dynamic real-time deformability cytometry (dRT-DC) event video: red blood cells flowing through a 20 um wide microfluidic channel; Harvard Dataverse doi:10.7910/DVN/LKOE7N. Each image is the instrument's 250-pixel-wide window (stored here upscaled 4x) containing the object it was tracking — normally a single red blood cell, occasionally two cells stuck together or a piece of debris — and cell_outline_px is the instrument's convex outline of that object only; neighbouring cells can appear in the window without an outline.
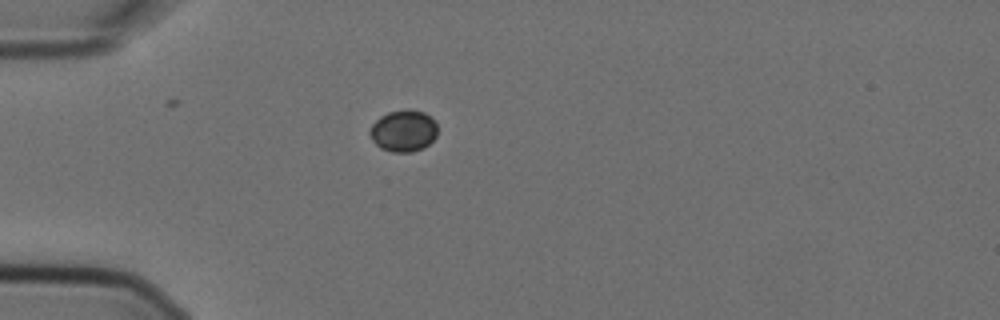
{"species": "Egyptian fruit bat (a non-hibernating species)", "species_latin": "Rousettus aegyptiacus", "temperature_condition": "cold", "stored_images_in_passage": 2, "camera_frame_rate_fps": 3000, "um_per_image_px": 0.085, "animal": {"sex": "female"}, "frame": {"image": 1, "passage_image": 1, "time_ms": 0.0, "image_size_px": [1000, 320], "cell_outline_px": [[436, 136], [424, 148], [412, 152], [392, 152], [380, 148], [372, 140], [368, 132], [372, 124], [380, 116], [388, 112], [404, 108], [408, 108], [424, 112], [432, 116], [436, 120]], "centroid_in_image_um": [34.3, 11.1], "position_along_channel_um": 50.7, "area_um2": 16.76}}